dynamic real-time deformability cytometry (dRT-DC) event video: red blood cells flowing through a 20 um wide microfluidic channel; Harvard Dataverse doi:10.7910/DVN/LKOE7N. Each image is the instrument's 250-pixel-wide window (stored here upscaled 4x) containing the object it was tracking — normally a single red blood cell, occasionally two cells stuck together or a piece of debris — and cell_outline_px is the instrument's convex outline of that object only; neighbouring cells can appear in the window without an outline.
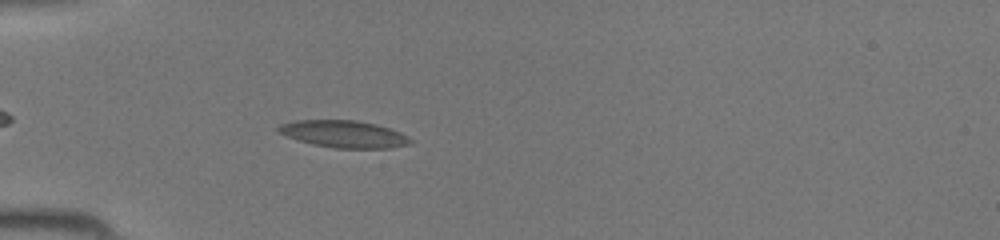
{"species": "common noctule bat (a hibernating species)", "species_latin": "Nyctalus noctula", "temperature_condition": "room temperature", "stored_images_in_passage": 33, "camera_frame_rate_fps": 3000, "um_per_image_px": 0.085, "animal": {"sex": "female", "body_mass_g": 19.5, "forearm_length_mm": 54.1}, "frame": {"image": 1, "passage_image": 5, "time_ms": 1.333, "image_size_px": [1000, 240], "cell_outline_px": [[412, 144], [392, 148], [336, 148], [312, 144], [296, 140], [280, 132], [276, 128], [280, 124], [292, 120], [356, 120], [376, 124], [400, 132], [408, 136], [412, 140]], "centroid_in_image_um": [29.24, 11.39], "position_along_channel_um": 55.8, "area_um2": 20.92}}
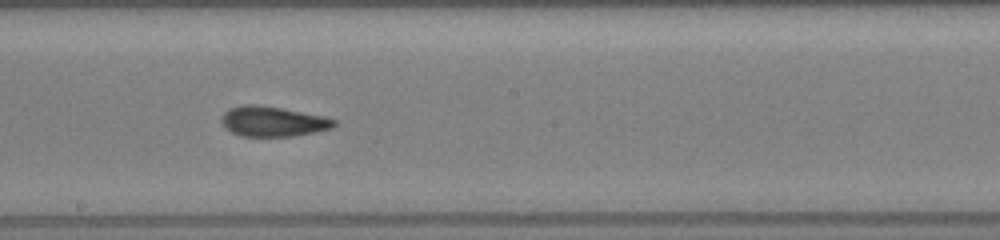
{"frame": {"image": 2, "passage_image": 17, "time_ms": 5.333, "image_size_px": [1000, 240], "cell_outline_px": [[336, 124], [332, 128], [316, 132], [292, 136], [240, 136], [224, 128], [220, 120], [220, 116], [228, 108], [244, 104], [256, 104], [280, 108], [324, 116], [336, 120]], "centroid_in_image_um": [23.15, 10.32], "position_along_channel_um": 225.1, "area_um2": 19.88}}
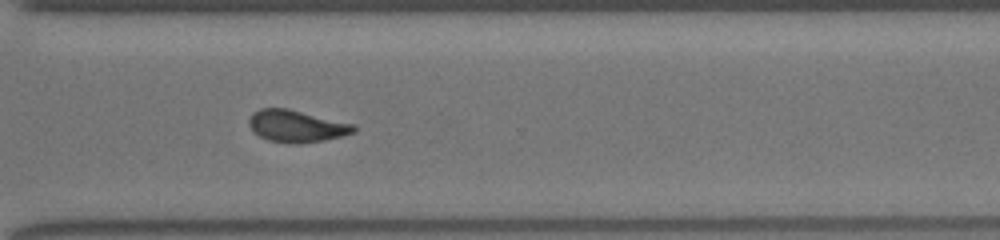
{"frame": {"image": 3, "passage_image": 25, "time_ms": 8.0, "image_size_px": [1000, 240], "cell_outline_px": [[356, 132], [324, 140], [292, 144], [268, 140], [260, 136], [248, 124], [248, 120], [252, 112], [260, 108], [288, 108], [356, 124]], "centroid_in_image_um": [25.22, 10.7], "position_along_channel_um": 345.4, "area_um2": 19.59}}